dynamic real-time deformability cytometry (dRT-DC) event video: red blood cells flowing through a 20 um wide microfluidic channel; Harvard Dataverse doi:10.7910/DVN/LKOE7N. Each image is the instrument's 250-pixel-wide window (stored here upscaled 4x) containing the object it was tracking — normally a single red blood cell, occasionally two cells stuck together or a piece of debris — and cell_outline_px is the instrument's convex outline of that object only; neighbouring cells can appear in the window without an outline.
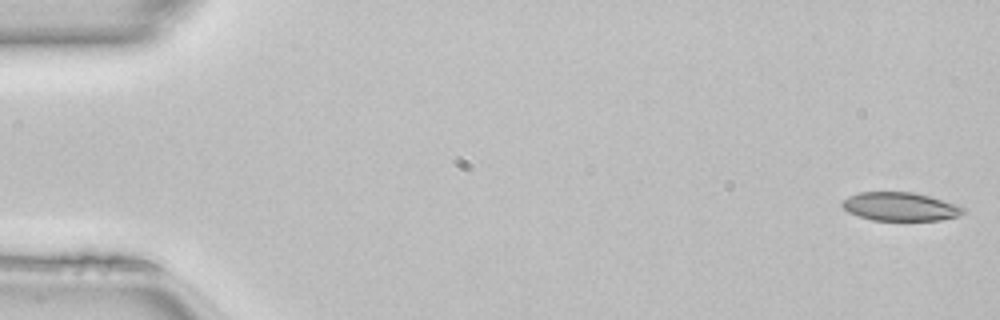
{"species": "common noctule bat (a hibernating species)", "species_latin": "Nyctalus noctula", "temperature_condition": "room temperature", "stored_images_in_passage": 49, "camera_frame_rate_fps": 3000, "um_per_image_px": 0.085, "animal": {"sex": "female", "body_mass_g": 22.7, "forearm_length_mm": 54.2}, "frame": {"image": 1, "passage_image": 1, "time_ms": 0.0, "image_size_px": [1000, 320], "cell_outline_px": [[968, 212], [956, 216], [940, 220], [872, 220], [848, 212], [840, 204], [840, 200], [848, 196], [860, 192], [912, 192], [960, 204]], "centroid_in_image_um": [76.52, 17.55], "position_along_channel_um": 8.5, "area_um2": 20.23}}
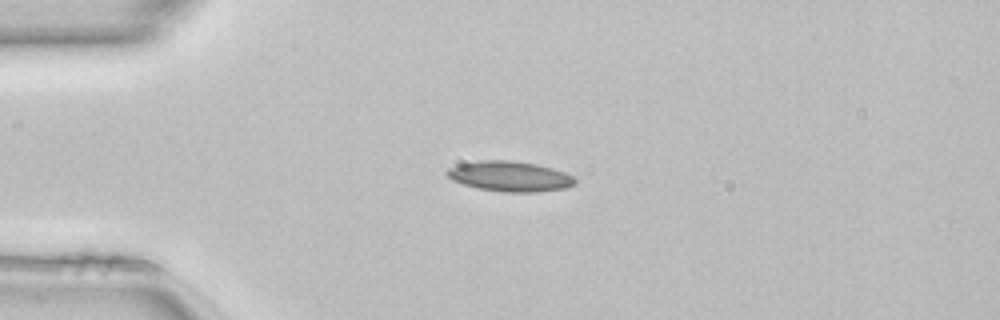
{"frame": {"image": 2, "passage_image": 12, "time_ms": 3.667, "image_size_px": [1000, 320], "cell_outline_px": [[576, 184], [564, 188], [536, 192], [500, 192], [476, 188], [452, 180], [444, 172], [448, 168], [456, 164], [480, 160], [508, 160], [536, 164], [552, 168], [564, 172], [572, 176], [576, 180]], "centroid_in_image_um": [43.29, 14.99], "position_along_channel_um": 41.7, "area_um2": 22.66}}
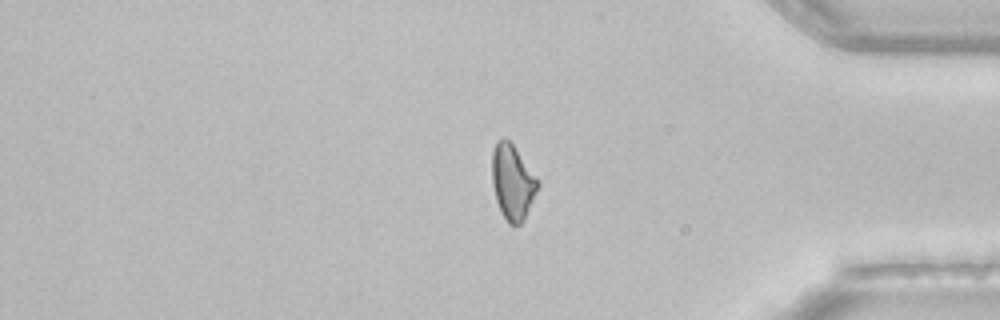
{"frame": {"image": 3, "passage_image": 41, "time_ms": 13.333, "image_size_px": [1000, 320], "cell_outline_px": [[540, 184], [524, 220], [520, 224], [508, 224], [500, 212], [496, 200], [492, 184], [492, 152], [496, 140], [500, 136], [504, 136], [512, 144], [540, 180]], "centroid_in_image_um": [43.56, 15.46], "position_along_channel_um": 391.6, "area_um2": 20.29}, "authors_computed_cell_mechanics": {"area_um2": 20.6924, "velocity_mm_per_s": 4.1433, "shape_relaxation_time_tau1_ms": null, "shape_relaxation_time_tau2_ms": 5.0355, "deformation_change_tau1": null, "deformation_change_tau2": 0.1129}}